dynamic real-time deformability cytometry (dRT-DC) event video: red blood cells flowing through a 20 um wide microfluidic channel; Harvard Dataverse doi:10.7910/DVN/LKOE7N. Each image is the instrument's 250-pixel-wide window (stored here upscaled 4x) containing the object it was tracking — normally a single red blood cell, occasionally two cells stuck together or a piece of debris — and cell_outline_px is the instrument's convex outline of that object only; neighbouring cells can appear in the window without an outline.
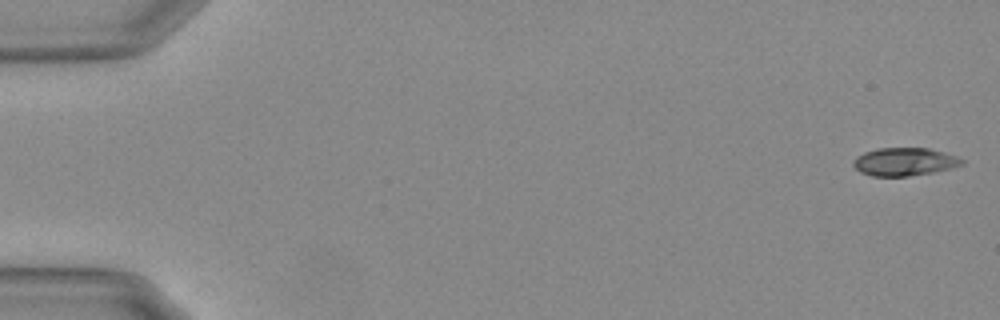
{"species": "Egyptian fruit bat (a non-hibernating species)", "species_latin": "Rousettus aegyptiacus", "temperature_condition": "warm", "stored_images_in_passage": 40, "camera_frame_rate_fps": 3000, "um_per_image_px": 0.085, "animal": {"sex": "female"}, "frame": {"image": 1, "passage_image": 1, "time_ms": 0.0, "image_size_px": [1000, 320], "cell_outline_px": [[964, 164], [952, 168], [932, 172], [908, 176], [872, 176], [860, 172], [852, 164], [852, 160], [856, 156], [864, 152], [876, 148], [928, 148], [944, 152], [956, 156], [964, 160]], "centroid_in_image_um": [76.86, 13.74], "position_along_channel_um": 8.1, "area_um2": 17.8}}
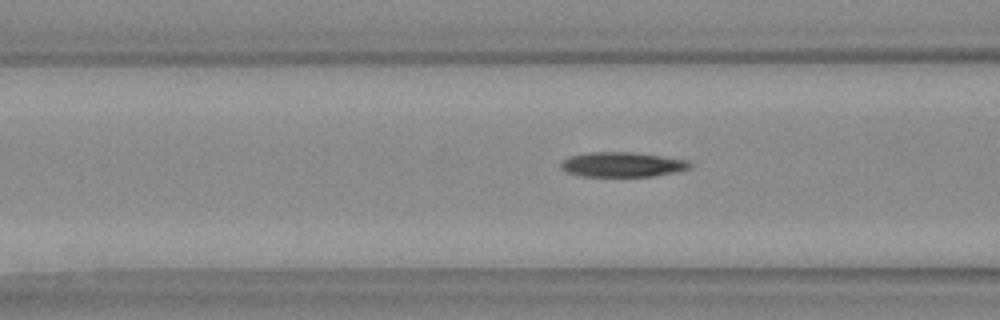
{"frame": {"image": 2, "passage_image": 22, "time_ms": 7.0, "image_size_px": [1000, 320], "cell_outline_px": [[692, 168], [652, 176], [580, 176], [568, 172], [560, 168], [560, 164], [568, 156], [592, 152], [632, 152], [688, 160], [692, 164]], "centroid_in_image_um": [52.88, 13.98], "position_along_channel_um": 113.7, "area_um2": 18.5}}
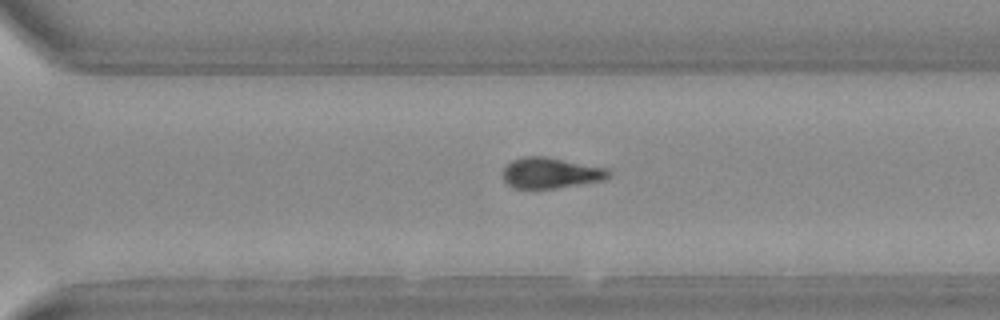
{"frame": {"image": 3, "passage_image": 39, "time_ms": 12.667, "image_size_px": [1000, 320], "cell_outline_px": [[612, 172], [604, 180], [556, 188], [516, 188], [508, 184], [504, 180], [504, 168], [512, 160], [524, 156], [544, 156], [608, 168]], "centroid_in_image_um": [46.83, 14.69], "position_along_channel_um": 323.8, "area_um2": 18.79}}